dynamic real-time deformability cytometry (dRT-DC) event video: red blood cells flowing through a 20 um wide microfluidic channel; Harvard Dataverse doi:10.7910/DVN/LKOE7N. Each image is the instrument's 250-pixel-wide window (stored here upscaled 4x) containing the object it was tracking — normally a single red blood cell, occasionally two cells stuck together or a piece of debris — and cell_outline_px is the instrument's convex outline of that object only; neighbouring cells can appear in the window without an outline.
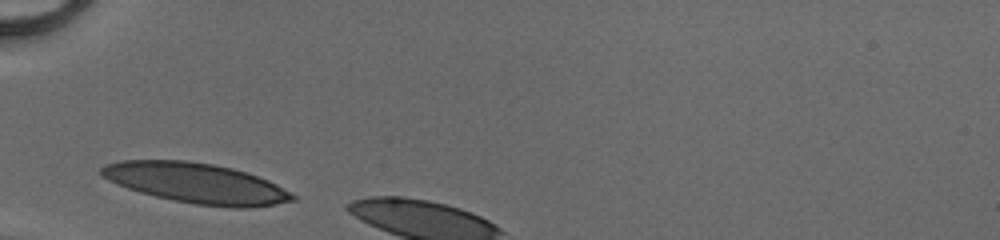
{"species": "human", "species_latin": "Homo sapiens", "temperature_condition": "cold", "stored_images_in_passage": 4, "camera_frame_rate_fps": 3000, "um_per_image_px": 0.085, "donor": {"sex": "male"}, "frame": {"image": 1, "passage_image": 1, "time_ms": 0.0, "image_size_px": [1000, 240], "cell_outline_px": [[296, 200], [276, 204], [248, 208], [228, 208], [196, 204], [172, 200], [140, 192], [116, 184], [108, 180], [100, 172], [100, 168], [104, 164], [120, 160], [188, 160], [212, 164], [232, 168], [248, 172], [268, 180], [276, 184], [296, 196]], "centroid_in_image_um": [16.68, 15.56], "position_along_channel_um": 68.3, "area_um2": 44.91}}